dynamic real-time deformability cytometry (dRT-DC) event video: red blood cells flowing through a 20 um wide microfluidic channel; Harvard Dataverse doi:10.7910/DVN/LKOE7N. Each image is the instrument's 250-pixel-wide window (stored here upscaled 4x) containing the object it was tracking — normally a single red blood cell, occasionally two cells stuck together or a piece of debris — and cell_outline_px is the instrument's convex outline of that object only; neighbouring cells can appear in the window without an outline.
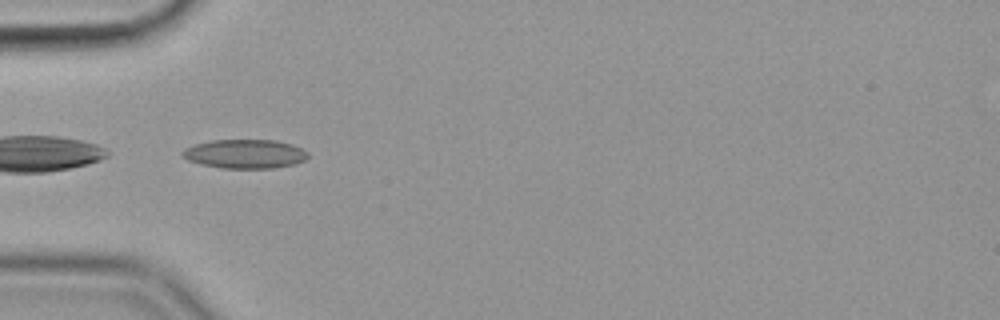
{"species": "common noctule bat (a hibernating species)", "species_latin": "Nyctalus noctula", "temperature_condition": "cold", "stored_images_in_passage": 33, "camera_frame_rate_fps": 3000, "um_per_image_px": 0.085, "animal": {"sex": "female", "body_mass_g": 19.9}, "frame": {"image": 1, "passage_image": 1, "time_ms": 0.0, "image_size_px": [1000, 320], "cell_outline_px": [[308, 156], [304, 160], [296, 164], [272, 168], [220, 168], [188, 160], [180, 152], [196, 144], [212, 140], [276, 140], [292, 144], [308, 152]], "centroid_in_image_um": [20.87, 13.08], "position_along_channel_um": 64.1, "area_um2": 20.98}, "authors_computed_cell_mechanics": {"area_um2": 19.5364, "velocity_mm_per_s": 3.5763, "shape_relaxation_time_tau1_ms": null, "shape_relaxation_time_tau2_ms": 6.0711, "deformation_change_tau1": null, "deformation_change_tau2": 0.1484}}